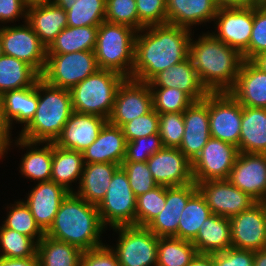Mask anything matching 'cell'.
<instances>
[{
	"instance_id": "1",
	"label": "cell",
	"mask_w": 266,
	"mask_h": 266,
	"mask_svg": "<svg viewBox=\"0 0 266 266\" xmlns=\"http://www.w3.org/2000/svg\"><path fill=\"white\" fill-rule=\"evenodd\" d=\"M191 31L168 23L137 31L130 78L148 83L159 72L187 59Z\"/></svg>"
},
{
	"instance_id": "2",
	"label": "cell",
	"mask_w": 266,
	"mask_h": 266,
	"mask_svg": "<svg viewBox=\"0 0 266 266\" xmlns=\"http://www.w3.org/2000/svg\"><path fill=\"white\" fill-rule=\"evenodd\" d=\"M189 57L209 93L229 92L244 61L238 50L219 41L210 32L196 41L191 39Z\"/></svg>"
},
{
	"instance_id": "3",
	"label": "cell",
	"mask_w": 266,
	"mask_h": 266,
	"mask_svg": "<svg viewBox=\"0 0 266 266\" xmlns=\"http://www.w3.org/2000/svg\"><path fill=\"white\" fill-rule=\"evenodd\" d=\"M105 228L97 205L88 203L74 192H70L61 202L45 235L85 251L104 245L100 236Z\"/></svg>"
},
{
	"instance_id": "4",
	"label": "cell",
	"mask_w": 266,
	"mask_h": 266,
	"mask_svg": "<svg viewBox=\"0 0 266 266\" xmlns=\"http://www.w3.org/2000/svg\"><path fill=\"white\" fill-rule=\"evenodd\" d=\"M73 112L68 89L38 80V106L34 117L22 128L19 138L36 143H54Z\"/></svg>"
},
{
	"instance_id": "5",
	"label": "cell",
	"mask_w": 266,
	"mask_h": 266,
	"mask_svg": "<svg viewBox=\"0 0 266 266\" xmlns=\"http://www.w3.org/2000/svg\"><path fill=\"white\" fill-rule=\"evenodd\" d=\"M137 31L130 26L102 22L98 26L95 57L99 69L114 71L130 78L134 65Z\"/></svg>"
},
{
	"instance_id": "6",
	"label": "cell",
	"mask_w": 266,
	"mask_h": 266,
	"mask_svg": "<svg viewBox=\"0 0 266 266\" xmlns=\"http://www.w3.org/2000/svg\"><path fill=\"white\" fill-rule=\"evenodd\" d=\"M124 79L114 71L98 69L69 90L73 111L100 116L108 121L117 89Z\"/></svg>"
},
{
	"instance_id": "7",
	"label": "cell",
	"mask_w": 266,
	"mask_h": 266,
	"mask_svg": "<svg viewBox=\"0 0 266 266\" xmlns=\"http://www.w3.org/2000/svg\"><path fill=\"white\" fill-rule=\"evenodd\" d=\"M98 69L94 51L47 54L41 78L52 86L70 90Z\"/></svg>"
},
{
	"instance_id": "8",
	"label": "cell",
	"mask_w": 266,
	"mask_h": 266,
	"mask_svg": "<svg viewBox=\"0 0 266 266\" xmlns=\"http://www.w3.org/2000/svg\"><path fill=\"white\" fill-rule=\"evenodd\" d=\"M137 197L134 195L127 178V173L120 166L113 175L105 197L97 205L103 225H136Z\"/></svg>"
},
{
	"instance_id": "9",
	"label": "cell",
	"mask_w": 266,
	"mask_h": 266,
	"mask_svg": "<svg viewBox=\"0 0 266 266\" xmlns=\"http://www.w3.org/2000/svg\"><path fill=\"white\" fill-rule=\"evenodd\" d=\"M119 233L115 252L120 266H157L158 239L147 227H113ZM118 231V232H117Z\"/></svg>"
},
{
	"instance_id": "10",
	"label": "cell",
	"mask_w": 266,
	"mask_h": 266,
	"mask_svg": "<svg viewBox=\"0 0 266 266\" xmlns=\"http://www.w3.org/2000/svg\"><path fill=\"white\" fill-rule=\"evenodd\" d=\"M24 22L25 25H4L0 28L3 52L25 62L42 75L46 66L47 47L39 40L30 24Z\"/></svg>"
},
{
	"instance_id": "11",
	"label": "cell",
	"mask_w": 266,
	"mask_h": 266,
	"mask_svg": "<svg viewBox=\"0 0 266 266\" xmlns=\"http://www.w3.org/2000/svg\"><path fill=\"white\" fill-rule=\"evenodd\" d=\"M242 105L229 93H209V127L212 138L239 147Z\"/></svg>"
},
{
	"instance_id": "12",
	"label": "cell",
	"mask_w": 266,
	"mask_h": 266,
	"mask_svg": "<svg viewBox=\"0 0 266 266\" xmlns=\"http://www.w3.org/2000/svg\"><path fill=\"white\" fill-rule=\"evenodd\" d=\"M239 153L238 147L211 137L192 162L194 182L228 179Z\"/></svg>"
},
{
	"instance_id": "13",
	"label": "cell",
	"mask_w": 266,
	"mask_h": 266,
	"mask_svg": "<svg viewBox=\"0 0 266 266\" xmlns=\"http://www.w3.org/2000/svg\"><path fill=\"white\" fill-rule=\"evenodd\" d=\"M195 184L212 214L215 215L230 218L257 203L249 194L242 192L227 179L208 180Z\"/></svg>"
},
{
	"instance_id": "14",
	"label": "cell",
	"mask_w": 266,
	"mask_h": 266,
	"mask_svg": "<svg viewBox=\"0 0 266 266\" xmlns=\"http://www.w3.org/2000/svg\"><path fill=\"white\" fill-rule=\"evenodd\" d=\"M152 108V92L149 83L125 78L117 89L108 122L122 127L134 118L147 114Z\"/></svg>"
},
{
	"instance_id": "15",
	"label": "cell",
	"mask_w": 266,
	"mask_h": 266,
	"mask_svg": "<svg viewBox=\"0 0 266 266\" xmlns=\"http://www.w3.org/2000/svg\"><path fill=\"white\" fill-rule=\"evenodd\" d=\"M232 248L259 251L266 248V202L229 218Z\"/></svg>"
},
{
	"instance_id": "16",
	"label": "cell",
	"mask_w": 266,
	"mask_h": 266,
	"mask_svg": "<svg viewBox=\"0 0 266 266\" xmlns=\"http://www.w3.org/2000/svg\"><path fill=\"white\" fill-rule=\"evenodd\" d=\"M213 21L217 32L211 34L219 41L241 54L249 48L253 28V6L219 8Z\"/></svg>"
},
{
	"instance_id": "17",
	"label": "cell",
	"mask_w": 266,
	"mask_h": 266,
	"mask_svg": "<svg viewBox=\"0 0 266 266\" xmlns=\"http://www.w3.org/2000/svg\"><path fill=\"white\" fill-rule=\"evenodd\" d=\"M227 180L257 202H266V153H239Z\"/></svg>"
},
{
	"instance_id": "18",
	"label": "cell",
	"mask_w": 266,
	"mask_h": 266,
	"mask_svg": "<svg viewBox=\"0 0 266 266\" xmlns=\"http://www.w3.org/2000/svg\"><path fill=\"white\" fill-rule=\"evenodd\" d=\"M146 163L158 185L172 187L195 183L192 162L178 148L163 147Z\"/></svg>"
},
{
	"instance_id": "19",
	"label": "cell",
	"mask_w": 266,
	"mask_h": 266,
	"mask_svg": "<svg viewBox=\"0 0 266 266\" xmlns=\"http://www.w3.org/2000/svg\"><path fill=\"white\" fill-rule=\"evenodd\" d=\"M184 135L178 148L191 162L211 138L209 127V94L194 101L184 112Z\"/></svg>"
},
{
	"instance_id": "20",
	"label": "cell",
	"mask_w": 266,
	"mask_h": 266,
	"mask_svg": "<svg viewBox=\"0 0 266 266\" xmlns=\"http://www.w3.org/2000/svg\"><path fill=\"white\" fill-rule=\"evenodd\" d=\"M107 122L100 116L73 111L54 144L83 153L98 138Z\"/></svg>"
},
{
	"instance_id": "21",
	"label": "cell",
	"mask_w": 266,
	"mask_h": 266,
	"mask_svg": "<svg viewBox=\"0 0 266 266\" xmlns=\"http://www.w3.org/2000/svg\"><path fill=\"white\" fill-rule=\"evenodd\" d=\"M54 181L38 182L23 201L30 209L36 224L45 233L53 223L63 199L69 194Z\"/></svg>"
},
{
	"instance_id": "22",
	"label": "cell",
	"mask_w": 266,
	"mask_h": 266,
	"mask_svg": "<svg viewBox=\"0 0 266 266\" xmlns=\"http://www.w3.org/2000/svg\"><path fill=\"white\" fill-rule=\"evenodd\" d=\"M196 191L195 183L166 187L165 207L146 227L157 237L177 238L181 213Z\"/></svg>"
},
{
	"instance_id": "23",
	"label": "cell",
	"mask_w": 266,
	"mask_h": 266,
	"mask_svg": "<svg viewBox=\"0 0 266 266\" xmlns=\"http://www.w3.org/2000/svg\"><path fill=\"white\" fill-rule=\"evenodd\" d=\"M148 83L150 87L178 88L194 101L203 100L209 94L200 81L190 57L159 72Z\"/></svg>"
},
{
	"instance_id": "24",
	"label": "cell",
	"mask_w": 266,
	"mask_h": 266,
	"mask_svg": "<svg viewBox=\"0 0 266 266\" xmlns=\"http://www.w3.org/2000/svg\"><path fill=\"white\" fill-rule=\"evenodd\" d=\"M126 143L122 128L107 122L98 138L82 153L84 163H114L121 166L125 158Z\"/></svg>"
},
{
	"instance_id": "25",
	"label": "cell",
	"mask_w": 266,
	"mask_h": 266,
	"mask_svg": "<svg viewBox=\"0 0 266 266\" xmlns=\"http://www.w3.org/2000/svg\"><path fill=\"white\" fill-rule=\"evenodd\" d=\"M229 93L244 107L266 108V73L244 60Z\"/></svg>"
},
{
	"instance_id": "26",
	"label": "cell",
	"mask_w": 266,
	"mask_h": 266,
	"mask_svg": "<svg viewBox=\"0 0 266 266\" xmlns=\"http://www.w3.org/2000/svg\"><path fill=\"white\" fill-rule=\"evenodd\" d=\"M166 6L167 23L190 30L213 21L219 9L214 0H166Z\"/></svg>"
},
{
	"instance_id": "27",
	"label": "cell",
	"mask_w": 266,
	"mask_h": 266,
	"mask_svg": "<svg viewBox=\"0 0 266 266\" xmlns=\"http://www.w3.org/2000/svg\"><path fill=\"white\" fill-rule=\"evenodd\" d=\"M27 22L47 48L68 27L67 12L54 3L28 7Z\"/></svg>"
},
{
	"instance_id": "28",
	"label": "cell",
	"mask_w": 266,
	"mask_h": 266,
	"mask_svg": "<svg viewBox=\"0 0 266 266\" xmlns=\"http://www.w3.org/2000/svg\"><path fill=\"white\" fill-rule=\"evenodd\" d=\"M191 242L201 254L220 253L232 248L230 219L212 214Z\"/></svg>"
},
{
	"instance_id": "29",
	"label": "cell",
	"mask_w": 266,
	"mask_h": 266,
	"mask_svg": "<svg viewBox=\"0 0 266 266\" xmlns=\"http://www.w3.org/2000/svg\"><path fill=\"white\" fill-rule=\"evenodd\" d=\"M120 167L114 163L85 164L76 195L88 203L98 205L110 186L113 175Z\"/></svg>"
},
{
	"instance_id": "30",
	"label": "cell",
	"mask_w": 266,
	"mask_h": 266,
	"mask_svg": "<svg viewBox=\"0 0 266 266\" xmlns=\"http://www.w3.org/2000/svg\"><path fill=\"white\" fill-rule=\"evenodd\" d=\"M240 153H266V108L242 106Z\"/></svg>"
},
{
	"instance_id": "31",
	"label": "cell",
	"mask_w": 266,
	"mask_h": 266,
	"mask_svg": "<svg viewBox=\"0 0 266 266\" xmlns=\"http://www.w3.org/2000/svg\"><path fill=\"white\" fill-rule=\"evenodd\" d=\"M41 143L26 141L21 138L15 140V145L29 148L22 156L20 163L21 174L34 181L44 182L51 180L53 143H45L43 148L36 147ZM31 148V149H30Z\"/></svg>"
},
{
	"instance_id": "32",
	"label": "cell",
	"mask_w": 266,
	"mask_h": 266,
	"mask_svg": "<svg viewBox=\"0 0 266 266\" xmlns=\"http://www.w3.org/2000/svg\"><path fill=\"white\" fill-rule=\"evenodd\" d=\"M1 103L10 121L24 124V127L34 117L38 106V81L32 87L6 91L1 95Z\"/></svg>"
},
{
	"instance_id": "33",
	"label": "cell",
	"mask_w": 266,
	"mask_h": 266,
	"mask_svg": "<svg viewBox=\"0 0 266 266\" xmlns=\"http://www.w3.org/2000/svg\"><path fill=\"white\" fill-rule=\"evenodd\" d=\"M84 165L82 152L64 149L53 143L51 181L63 186L68 192H74L71 183L80 182Z\"/></svg>"
},
{
	"instance_id": "34",
	"label": "cell",
	"mask_w": 266,
	"mask_h": 266,
	"mask_svg": "<svg viewBox=\"0 0 266 266\" xmlns=\"http://www.w3.org/2000/svg\"><path fill=\"white\" fill-rule=\"evenodd\" d=\"M40 78L25 62L5 54L0 57V96L6 91L32 87Z\"/></svg>"
},
{
	"instance_id": "35",
	"label": "cell",
	"mask_w": 266,
	"mask_h": 266,
	"mask_svg": "<svg viewBox=\"0 0 266 266\" xmlns=\"http://www.w3.org/2000/svg\"><path fill=\"white\" fill-rule=\"evenodd\" d=\"M98 26L66 27L47 48V54L94 51Z\"/></svg>"
},
{
	"instance_id": "36",
	"label": "cell",
	"mask_w": 266,
	"mask_h": 266,
	"mask_svg": "<svg viewBox=\"0 0 266 266\" xmlns=\"http://www.w3.org/2000/svg\"><path fill=\"white\" fill-rule=\"evenodd\" d=\"M82 250L64 241L44 235L38 242L40 266H80Z\"/></svg>"
},
{
	"instance_id": "37",
	"label": "cell",
	"mask_w": 266,
	"mask_h": 266,
	"mask_svg": "<svg viewBox=\"0 0 266 266\" xmlns=\"http://www.w3.org/2000/svg\"><path fill=\"white\" fill-rule=\"evenodd\" d=\"M211 215L209 206L197 190L181 213L177 238L192 241L197 236L200 226Z\"/></svg>"
},
{
	"instance_id": "38",
	"label": "cell",
	"mask_w": 266,
	"mask_h": 266,
	"mask_svg": "<svg viewBox=\"0 0 266 266\" xmlns=\"http://www.w3.org/2000/svg\"><path fill=\"white\" fill-rule=\"evenodd\" d=\"M197 253L196 247L189 240L159 237L157 266H188Z\"/></svg>"
},
{
	"instance_id": "39",
	"label": "cell",
	"mask_w": 266,
	"mask_h": 266,
	"mask_svg": "<svg viewBox=\"0 0 266 266\" xmlns=\"http://www.w3.org/2000/svg\"><path fill=\"white\" fill-rule=\"evenodd\" d=\"M106 0H76L67 12L69 27L99 26L105 21Z\"/></svg>"
},
{
	"instance_id": "40",
	"label": "cell",
	"mask_w": 266,
	"mask_h": 266,
	"mask_svg": "<svg viewBox=\"0 0 266 266\" xmlns=\"http://www.w3.org/2000/svg\"><path fill=\"white\" fill-rule=\"evenodd\" d=\"M38 243L31 237L0 226V257L30 258L37 255ZM2 250V251H1Z\"/></svg>"
},
{
	"instance_id": "41",
	"label": "cell",
	"mask_w": 266,
	"mask_h": 266,
	"mask_svg": "<svg viewBox=\"0 0 266 266\" xmlns=\"http://www.w3.org/2000/svg\"><path fill=\"white\" fill-rule=\"evenodd\" d=\"M9 208V214L2 225L5 228L15 230L20 234L31 237L38 243L45 233L36 224L29 207L23 201H17L16 204H12Z\"/></svg>"
},
{
	"instance_id": "42",
	"label": "cell",
	"mask_w": 266,
	"mask_h": 266,
	"mask_svg": "<svg viewBox=\"0 0 266 266\" xmlns=\"http://www.w3.org/2000/svg\"><path fill=\"white\" fill-rule=\"evenodd\" d=\"M153 109L158 114L184 112L194 100L178 88L150 87Z\"/></svg>"
},
{
	"instance_id": "43",
	"label": "cell",
	"mask_w": 266,
	"mask_h": 266,
	"mask_svg": "<svg viewBox=\"0 0 266 266\" xmlns=\"http://www.w3.org/2000/svg\"><path fill=\"white\" fill-rule=\"evenodd\" d=\"M166 204V186L158 185L137 197L136 226L146 227Z\"/></svg>"
},
{
	"instance_id": "44",
	"label": "cell",
	"mask_w": 266,
	"mask_h": 266,
	"mask_svg": "<svg viewBox=\"0 0 266 266\" xmlns=\"http://www.w3.org/2000/svg\"><path fill=\"white\" fill-rule=\"evenodd\" d=\"M105 21L127 25L139 31L135 0H106Z\"/></svg>"
},
{
	"instance_id": "45",
	"label": "cell",
	"mask_w": 266,
	"mask_h": 266,
	"mask_svg": "<svg viewBox=\"0 0 266 266\" xmlns=\"http://www.w3.org/2000/svg\"><path fill=\"white\" fill-rule=\"evenodd\" d=\"M266 51V3L253 6V28L249 48L242 54L244 60L251 61Z\"/></svg>"
},
{
	"instance_id": "46",
	"label": "cell",
	"mask_w": 266,
	"mask_h": 266,
	"mask_svg": "<svg viewBox=\"0 0 266 266\" xmlns=\"http://www.w3.org/2000/svg\"><path fill=\"white\" fill-rule=\"evenodd\" d=\"M159 135L164 147L179 148L184 135L183 112L159 114Z\"/></svg>"
},
{
	"instance_id": "47",
	"label": "cell",
	"mask_w": 266,
	"mask_h": 266,
	"mask_svg": "<svg viewBox=\"0 0 266 266\" xmlns=\"http://www.w3.org/2000/svg\"><path fill=\"white\" fill-rule=\"evenodd\" d=\"M121 167L127 173L130 187L136 197L158 186L146 162H122Z\"/></svg>"
},
{
	"instance_id": "48",
	"label": "cell",
	"mask_w": 266,
	"mask_h": 266,
	"mask_svg": "<svg viewBox=\"0 0 266 266\" xmlns=\"http://www.w3.org/2000/svg\"><path fill=\"white\" fill-rule=\"evenodd\" d=\"M163 147L159 133L127 142L123 162H146Z\"/></svg>"
},
{
	"instance_id": "49",
	"label": "cell",
	"mask_w": 266,
	"mask_h": 266,
	"mask_svg": "<svg viewBox=\"0 0 266 266\" xmlns=\"http://www.w3.org/2000/svg\"><path fill=\"white\" fill-rule=\"evenodd\" d=\"M121 128L127 142L159 133V114L152 108L147 114L134 118Z\"/></svg>"
},
{
	"instance_id": "50",
	"label": "cell",
	"mask_w": 266,
	"mask_h": 266,
	"mask_svg": "<svg viewBox=\"0 0 266 266\" xmlns=\"http://www.w3.org/2000/svg\"><path fill=\"white\" fill-rule=\"evenodd\" d=\"M139 16V31L152 25L167 24L166 0H135Z\"/></svg>"
},
{
	"instance_id": "51",
	"label": "cell",
	"mask_w": 266,
	"mask_h": 266,
	"mask_svg": "<svg viewBox=\"0 0 266 266\" xmlns=\"http://www.w3.org/2000/svg\"><path fill=\"white\" fill-rule=\"evenodd\" d=\"M107 244L85 250L81 254L80 266H120L115 252Z\"/></svg>"
},
{
	"instance_id": "52",
	"label": "cell",
	"mask_w": 266,
	"mask_h": 266,
	"mask_svg": "<svg viewBox=\"0 0 266 266\" xmlns=\"http://www.w3.org/2000/svg\"><path fill=\"white\" fill-rule=\"evenodd\" d=\"M214 266H254V251L229 248L214 253Z\"/></svg>"
},
{
	"instance_id": "53",
	"label": "cell",
	"mask_w": 266,
	"mask_h": 266,
	"mask_svg": "<svg viewBox=\"0 0 266 266\" xmlns=\"http://www.w3.org/2000/svg\"><path fill=\"white\" fill-rule=\"evenodd\" d=\"M27 9L23 0H0V22H16L19 17L27 21Z\"/></svg>"
},
{
	"instance_id": "54",
	"label": "cell",
	"mask_w": 266,
	"mask_h": 266,
	"mask_svg": "<svg viewBox=\"0 0 266 266\" xmlns=\"http://www.w3.org/2000/svg\"><path fill=\"white\" fill-rule=\"evenodd\" d=\"M12 128L10 121L7 119L6 114L4 113L1 96H0V159L4 154H7L8 149L11 147V132Z\"/></svg>"
},
{
	"instance_id": "55",
	"label": "cell",
	"mask_w": 266,
	"mask_h": 266,
	"mask_svg": "<svg viewBox=\"0 0 266 266\" xmlns=\"http://www.w3.org/2000/svg\"><path fill=\"white\" fill-rule=\"evenodd\" d=\"M0 266H40L38 256L30 258L0 257Z\"/></svg>"
},
{
	"instance_id": "56",
	"label": "cell",
	"mask_w": 266,
	"mask_h": 266,
	"mask_svg": "<svg viewBox=\"0 0 266 266\" xmlns=\"http://www.w3.org/2000/svg\"><path fill=\"white\" fill-rule=\"evenodd\" d=\"M218 8L250 7L264 3V0H214Z\"/></svg>"
},
{
	"instance_id": "57",
	"label": "cell",
	"mask_w": 266,
	"mask_h": 266,
	"mask_svg": "<svg viewBox=\"0 0 266 266\" xmlns=\"http://www.w3.org/2000/svg\"><path fill=\"white\" fill-rule=\"evenodd\" d=\"M188 266H214L213 254L197 253Z\"/></svg>"
},
{
	"instance_id": "58",
	"label": "cell",
	"mask_w": 266,
	"mask_h": 266,
	"mask_svg": "<svg viewBox=\"0 0 266 266\" xmlns=\"http://www.w3.org/2000/svg\"><path fill=\"white\" fill-rule=\"evenodd\" d=\"M251 62L262 72L266 73V51L255 56Z\"/></svg>"
},
{
	"instance_id": "59",
	"label": "cell",
	"mask_w": 266,
	"mask_h": 266,
	"mask_svg": "<svg viewBox=\"0 0 266 266\" xmlns=\"http://www.w3.org/2000/svg\"><path fill=\"white\" fill-rule=\"evenodd\" d=\"M254 266H266V248L254 251Z\"/></svg>"
},
{
	"instance_id": "60",
	"label": "cell",
	"mask_w": 266,
	"mask_h": 266,
	"mask_svg": "<svg viewBox=\"0 0 266 266\" xmlns=\"http://www.w3.org/2000/svg\"><path fill=\"white\" fill-rule=\"evenodd\" d=\"M76 0H54L53 3L65 11H68Z\"/></svg>"
},
{
	"instance_id": "61",
	"label": "cell",
	"mask_w": 266,
	"mask_h": 266,
	"mask_svg": "<svg viewBox=\"0 0 266 266\" xmlns=\"http://www.w3.org/2000/svg\"><path fill=\"white\" fill-rule=\"evenodd\" d=\"M54 0H23L24 4L27 7L41 5V4H50L53 3Z\"/></svg>"
},
{
	"instance_id": "62",
	"label": "cell",
	"mask_w": 266,
	"mask_h": 266,
	"mask_svg": "<svg viewBox=\"0 0 266 266\" xmlns=\"http://www.w3.org/2000/svg\"><path fill=\"white\" fill-rule=\"evenodd\" d=\"M4 55V52H3V43H2V39H1V36H0V57Z\"/></svg>"
}]
</instances>
